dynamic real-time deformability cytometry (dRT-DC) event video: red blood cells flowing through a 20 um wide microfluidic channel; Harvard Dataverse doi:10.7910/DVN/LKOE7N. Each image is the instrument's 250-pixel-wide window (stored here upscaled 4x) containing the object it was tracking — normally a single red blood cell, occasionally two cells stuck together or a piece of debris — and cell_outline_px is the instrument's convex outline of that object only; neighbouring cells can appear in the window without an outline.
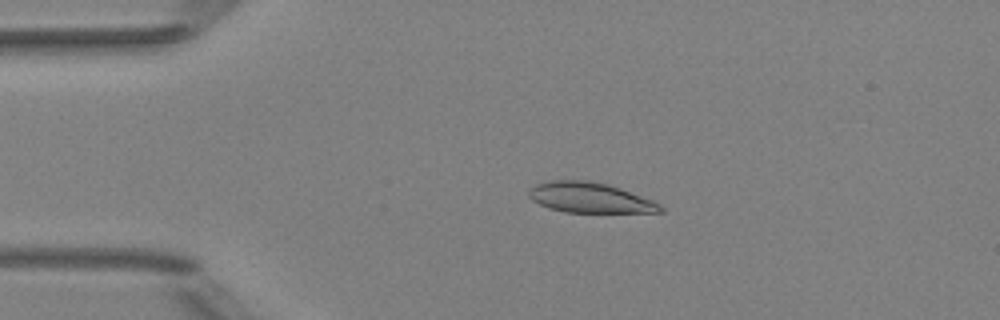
{"species": "Egyptian fruit bat (a non-hibernating species)", "species_latin": "Rousettus aegyptiacus", "temperature_condition": "room temperature", "stored_images_in_passage": 3, "camera_frame_rate_fps": 3000, "um_per_image_px": 0.085, "animal": {"sex": "female"}, "frame": {"image": 1, "passage_image": 2, "time_ms": 0.333, "image_size_px": [1000, 320], "cell_outline_px": [[664, 212], [564, 212], [548, 208], [532, 200], [528, 196], [528, 192], [536, 184], [548, 180], [588, 180], [620, 188], [652, 200], [660, 204], [664, 208]], "centroid_in_image_um": [50.12, 16.8], "position_along_channel_um": 34.9, "area_um2": 23.06}}